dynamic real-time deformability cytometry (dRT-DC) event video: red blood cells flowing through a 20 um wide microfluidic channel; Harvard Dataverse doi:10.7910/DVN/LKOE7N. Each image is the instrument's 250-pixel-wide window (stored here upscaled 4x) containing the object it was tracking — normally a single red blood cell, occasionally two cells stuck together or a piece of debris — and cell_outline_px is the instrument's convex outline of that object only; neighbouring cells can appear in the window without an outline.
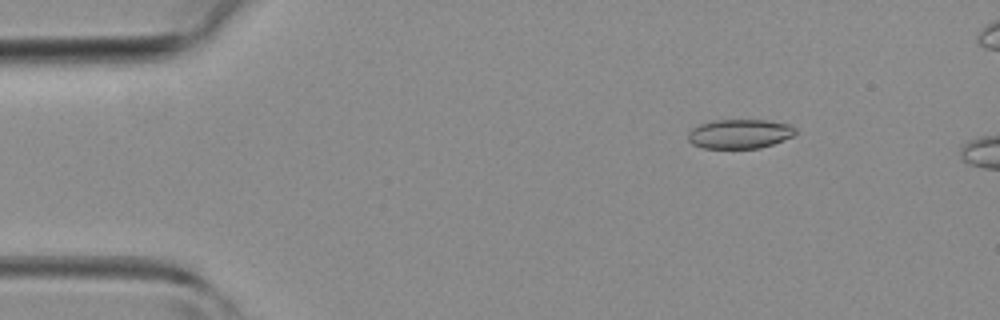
{"species": "common noctule bat (a hibernating species)", "species_latin": "Nyctalus noctula", "temperature_condition": "room temperature", "stored_images_in_passage": 13, "camera_frame_rate_fps": 3000, "um_per_image_px": 0.085, "animal": {"sex": "female", "body_mass_g": 19.3, "forearm_length_mm": 54.1}, "frame": {"image": 1, "passage_image": 6, "time_ms": 1.667, "image_size_px": [1000, 320], "cell_outline_px": [[796, 136], [760, 148], [704, 148], [692, 144], [688, 140], [688, 132], [692, 128], [700, 124], [712, 120], [768, 120], [788, 124], [796, 128]], "centroid_in_image_um": [62.89, 11.37], "position_along_channel_um": 22.1, "area_um2": 18.5}}